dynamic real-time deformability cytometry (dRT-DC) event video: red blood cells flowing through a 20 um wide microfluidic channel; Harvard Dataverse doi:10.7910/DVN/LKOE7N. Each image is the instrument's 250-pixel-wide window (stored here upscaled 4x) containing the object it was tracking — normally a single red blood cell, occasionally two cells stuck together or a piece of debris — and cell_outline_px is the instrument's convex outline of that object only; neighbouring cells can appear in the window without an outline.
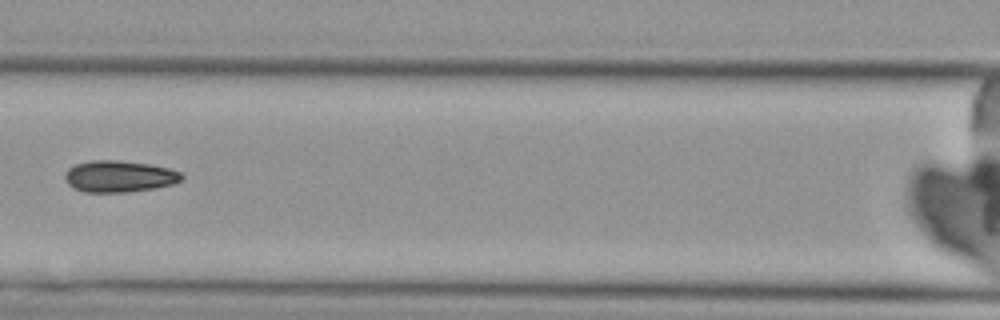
{"species": "Egyptian fruit bat (a non-hibernating species)", "species_latin": "Rousettus aegyptiacus", "temperature_condition": "cold", "stored_images_in_passage": 8, "camera_frame_rate_fps": 3000, "um_per_image_px": 0.085, "animal": {"sex": "female"}, "frame": {"image": 1, "passage_image": 7, "time_ms": 8.0, "image_size_px": [1000, 320], "cell_outline_px": [[184, 176], [180, 180], [172, 184], [156, 188], [128, 192], [84, 192], [72, 188], [64, 180], [64, 172], [68, 168], [76, 164], [92, 160], [120, 160], [152, 164], [168, 168], [180, 172]], "centroid_in_image_um": [10.1, 14.99], "position_along_channel_um": 156.5, "area_um2": 21.73}}
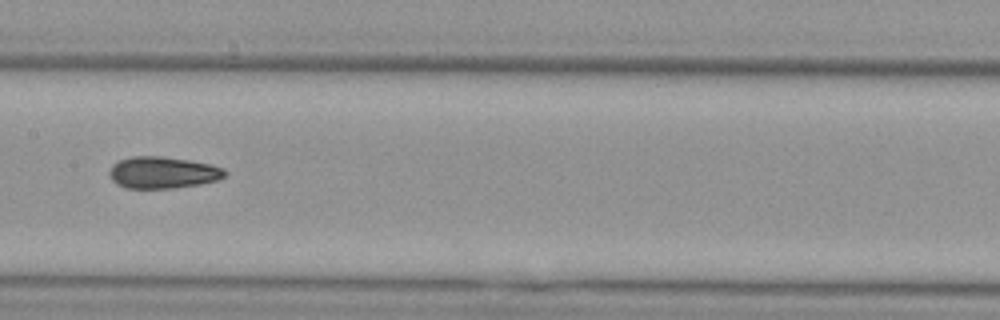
{"frame": {"image": 2, "passage_image": 8, "time_ms": 9.0, "image_size_px": [1000, 320], "cell_outline_px": [[228, 172], [220, 180], [200, 184], [172, 188], [124, 188], [116, 184], [108, 176], [108, 172], [112, 164], [120, 160], [132, 156], [160, 156], [188, 160], [212, 164], [224, 168]], "centroid_in_image_um": [13.83, 14.67], "position_along_channel_um": 193.6, "area_um2": 21.62}}